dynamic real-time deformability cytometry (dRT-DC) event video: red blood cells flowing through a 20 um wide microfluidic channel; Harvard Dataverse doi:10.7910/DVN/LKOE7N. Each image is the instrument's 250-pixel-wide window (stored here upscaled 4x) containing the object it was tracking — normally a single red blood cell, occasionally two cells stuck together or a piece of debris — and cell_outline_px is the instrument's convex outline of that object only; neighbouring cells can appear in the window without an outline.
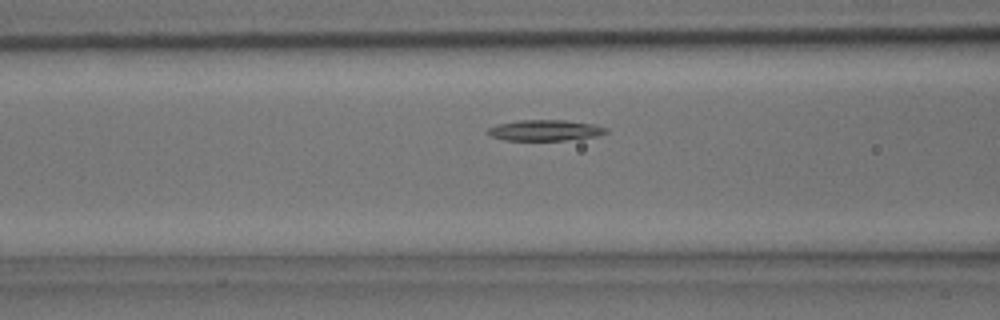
{"species": "common noctule bat (a hibernating species)", "species_latin": "Nyctalus noctula", "temperature_condition": "room temperature", "stored_images_in_passage": 24, "camera_frame_rate_fps": 3000, "um_per_image_px": 0.085, "animal": {"sex": "male", "body_mass_g": 15.6}, "frame": {"image": 1, "passage_image": 4, "time_ms": 1.0, "image_size_px": [1000, 320], "cell_outline_px": [[608, 132], [596, 136], [564, 140], [504, 140], [492, 136], [484, 132], [488, 128], [496, 124], [516, 120], [564, 120], [596, 124], [608, 128]], "centroid_in_image_um": [46.31, 11.06], "position_along_channel_um": 120.3, "area_um2": 14.51}}
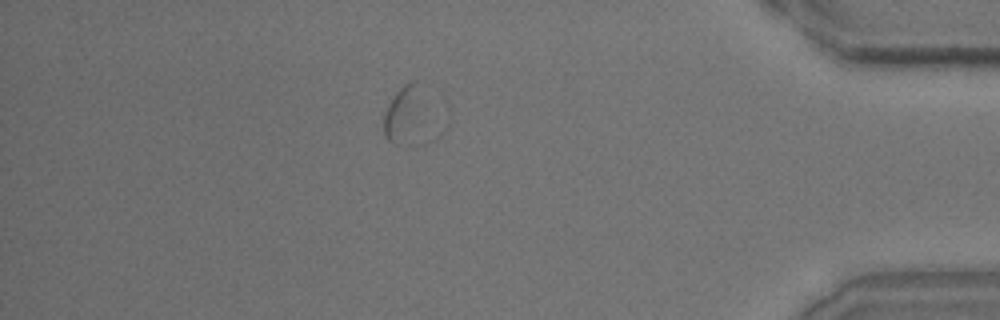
{"frame": {"image": 2, "passage_image": 24, "time_ms": 7.667, "image_size_px": [1000, 320], "cell_outline_px": [[424, 120], [388, 140], [384, 136], [384, 116], [388, 104], [396, 92], [404, 84], [416, 80]], "centroid_in_image_um": [34.27, 9.41], "position_along_channel_um": 400.9, "area_um2": 10.98}}